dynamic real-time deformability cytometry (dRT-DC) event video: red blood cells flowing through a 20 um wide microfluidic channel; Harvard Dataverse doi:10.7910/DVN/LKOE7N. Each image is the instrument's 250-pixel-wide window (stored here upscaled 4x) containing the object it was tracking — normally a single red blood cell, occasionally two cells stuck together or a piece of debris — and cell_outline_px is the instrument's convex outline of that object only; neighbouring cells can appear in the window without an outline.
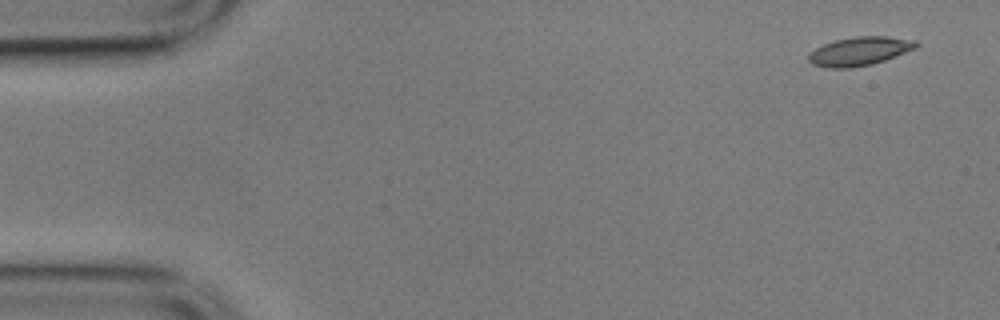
{"species": "common noctule bat (a hibernating species)", "species_latin": "Nyctalus noctula", "temperature_condition": "cold", "stored_images_in_passage": 55, "camera_frame_rate_fps": 3000, "um_per_image_px": 0.085, "animal": {"sex": "male", "body_mass_g": 17.9}, "frame": {"image": 1, "passage_image": 1, "time_ms": 0.0, "image_size_px": [1000, 320], "cell_outline_px": [[920, 44], [916, 48], [884, 60], [872, 64], [852, 68], [824, 68], [812, 64], [808, 60], [808, 56], [816, 48], [824, 44], [836, 40], [856, 36], [888, 36], [916, 40]], "centroid_in_image_um": [73.08, 4.35], "position_along_channel_um": 11.9, "area_um2": 17.98}}
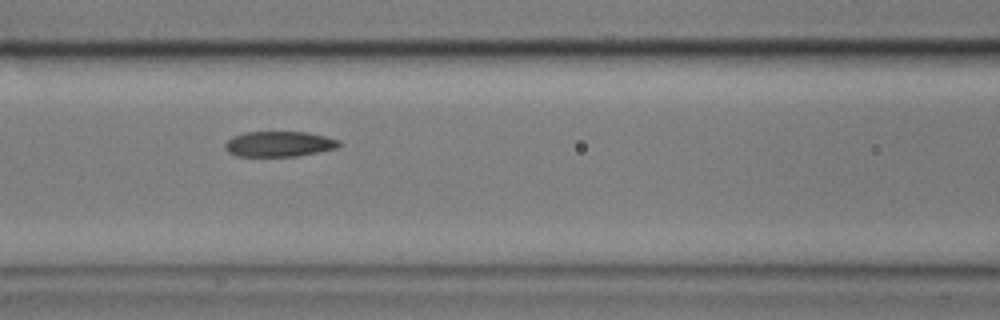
{"frame": {"image": 2, "passage_image": 22, "time_ms": 7.0, "image_size_px": [1000, 320], "cell_outline_px": [[344, 144], [336, 148], [296, 156], [236, 156], [228, 152], [224, 148], [224, 144], [232, 136], [248, 132], [308, 132], [340, 140]], "centroid_in_image_um": [23.72, 12.24], "position_along_channel_um": 142.9, "area_um2": 16.88}}
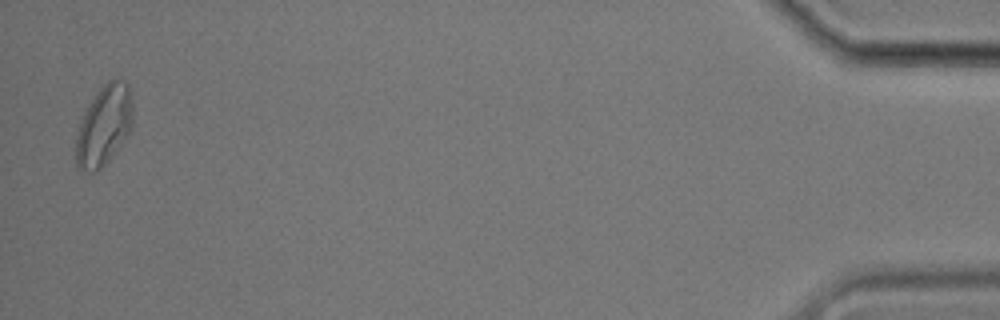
{"frame": {"image": 3, "passage_image": 54, "time_ms": 17.667, "image_size_px": [1000, 320], "cell_outline_px": [[132, 128], [108, 160], [96, 172], [88, 172], [80, 168], [76, 164], [76, 136], [84, 112], [100, 88], [108, 80], [124, 80], [128, 84], [132, 104]], "centroid_in_image_um": [8.84, 10.66], "position_along_channel_um": 426.4, "area_um2": 26.01}, "authors_computed_cell_mechanics": {"area_um2": 17.9758, "velocity_mm_per_s": 3.4888, "shape_relaxation_time_tau1_ms": null, "shape_relaxation_time_tau2_ms": 3.3785, "deformation_change_tau1": null, "deformation_change_tau2": 0.0884}}